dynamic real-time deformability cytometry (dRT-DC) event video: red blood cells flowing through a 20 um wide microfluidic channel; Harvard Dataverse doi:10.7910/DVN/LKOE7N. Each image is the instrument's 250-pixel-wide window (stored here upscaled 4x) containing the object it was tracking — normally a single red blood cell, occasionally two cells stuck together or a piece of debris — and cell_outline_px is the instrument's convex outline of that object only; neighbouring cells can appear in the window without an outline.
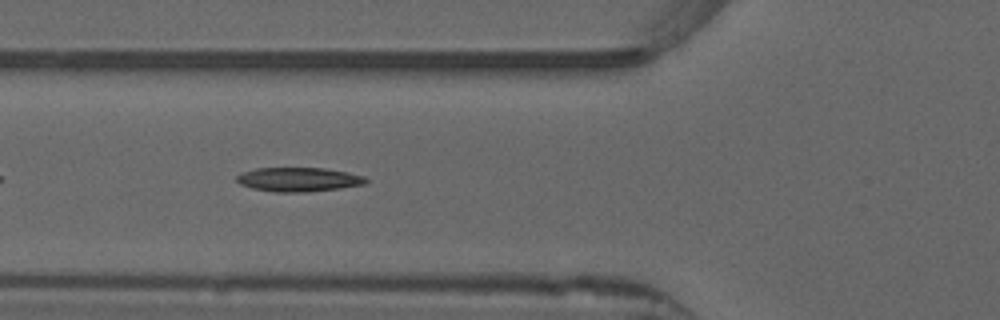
{"species": "common noctule bat (a hibernating species)", "species_latin": "Nyctalus noctula", "temperature_condition": "warm", "stored_images_in_passage": 38, "camera_frame_rate_fps": 3000, "um_per_image_px": 0.085, "animal": {"sex": "male", "forearm_length_mm": 52.5}, "frame": {"image": 1, "passage_image": 6, "time_ms": 1.667, "image_size_px": [1000, 320], "cell_outline_px": [[368, 180], [364, 184], [340, 188], [308, 192], [276, 192], [252, 188], [240, 184], [236, 180], [236, 176], [240, 172], [256, 168], [324, 168], [348, 172], [364, 176]], "centroid_in_image_um": [25.35, 15.25], "position_along_channel_um": 100.4, "area_um2": 18.21}, "authors_computed_cell_mechanics": {"area_um2": 17.5712, "velocity_mm_per_s": 3.9376, "shape_relaxation_time_tau1_ms": null, "shape_relaxation_time_tau2_ms": 5.6309, "deformation_change_tau1": null, "deformation_change_tau2": 0.1379}}